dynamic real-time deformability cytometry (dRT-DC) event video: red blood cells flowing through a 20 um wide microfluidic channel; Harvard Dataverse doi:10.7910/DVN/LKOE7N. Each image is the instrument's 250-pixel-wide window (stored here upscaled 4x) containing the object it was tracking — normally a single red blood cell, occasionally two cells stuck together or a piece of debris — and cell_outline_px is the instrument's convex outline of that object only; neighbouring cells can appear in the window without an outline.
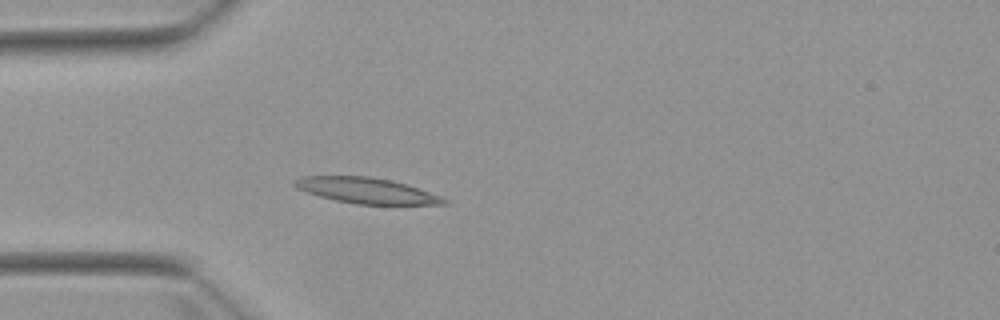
{"species": "Egyptian fruit bat (a non-hibernating species)", "species_latin": "Rousettus aegyptiacus", "temperature_condition": "warm", "stored_images_in_passage": 4, "camera_frame_rate_fps": 3000, "um_per_image_px": 0.085, "animal": {"sex": "female"}, "frame": {"image": 1, "passage_image": 4, "time_ms": 3.333, "image_size_px": [1000, 320], "cell_outline_px": [[448, 204], [356, 204], [336, 200], [320, 196], [296, 188], [292, 184], [292, 180], [300, 176], [368, 176], [392, 180], [408, 184], [440, 196], [448, 200]], "centroid_in_image_um": [31.13, 16.18], "position_along_channel_um": 53.9, "area_um2": 22.31}}